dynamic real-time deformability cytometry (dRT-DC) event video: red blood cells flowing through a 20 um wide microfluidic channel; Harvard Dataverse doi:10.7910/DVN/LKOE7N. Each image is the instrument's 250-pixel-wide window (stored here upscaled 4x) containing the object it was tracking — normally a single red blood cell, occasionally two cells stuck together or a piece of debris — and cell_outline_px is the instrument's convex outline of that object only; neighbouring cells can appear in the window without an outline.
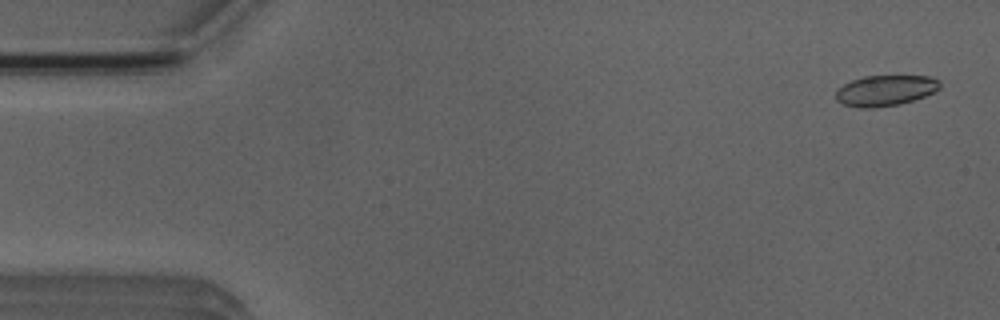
{"species": "Egyptian fruit bat (a non-hibernating species)", "species_latin": "Rousettus aegyptiacus", "temperature_condition": "room temperature", "stored_images_in_passage": 9, "camera_frame_rate_fps": 3000, "um_per_image_px": 0.085, "animal": {"sex": "male"}, "frame": {"image": 1, "passage_image": 2, "time_ms": 0.333, "image_size_px": [1000, 320], "cell_outline_px": [[940, 88], [924, 96], [900, 104], [872, 108], [860, 108], [844, 104], [836, 100], [836, 92], [844, 84], [852, 80], [864, 76], [928, 76], [936, 80], [940, 84]], "centroid_in_image_um": [75.23, 7.7], "position_along_channel_um": 9.8, "area_um2": 18.32}}